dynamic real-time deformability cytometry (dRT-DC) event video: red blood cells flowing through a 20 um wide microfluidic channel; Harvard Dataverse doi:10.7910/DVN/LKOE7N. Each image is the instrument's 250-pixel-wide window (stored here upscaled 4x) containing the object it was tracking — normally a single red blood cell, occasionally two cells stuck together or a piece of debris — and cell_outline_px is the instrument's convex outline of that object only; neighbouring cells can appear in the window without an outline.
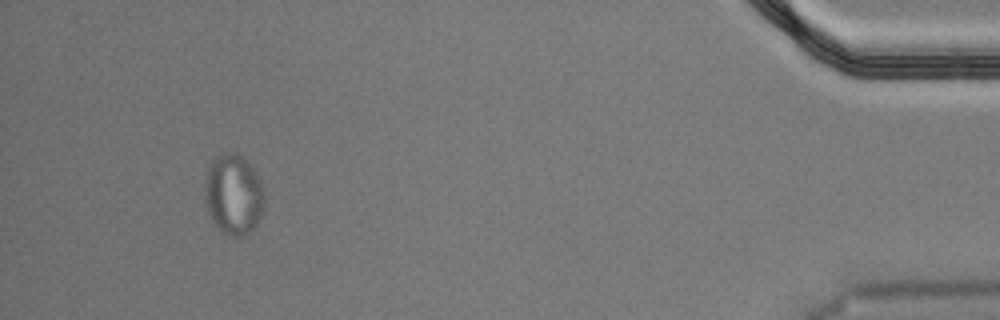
{"species": "Egyptian fruit bat (a non-hibernating species)", "species_latin": "Rousettus aegyptiacus", "temperature_condition": "cold", "stored_images_in_passage": 52, "segment_of_instrument_passage": [2, 2], "camera_frame_rate_fps": 3000, "um_per_image_px": 0.085, "animal": {"sex": "male"}, "frame": {"image": 1, "passage_image": 48, "time_ms": 15.667, "image_size_px": [1000, 320], "cell_outline_px": [[264, 208], [260, 220], [256, 228], [244, 236], [228, 236], [212, 220], [208, 212], [204, 196], [204, 184], [208, 168], [212, 160], [220, 152], [236, 152], [244, 156], [256, 172], [264, 192]], "centroid_in_image_um": [19.86, 16.51], "position_along_channel_um": 415.3, "area_um2": 28.5}}